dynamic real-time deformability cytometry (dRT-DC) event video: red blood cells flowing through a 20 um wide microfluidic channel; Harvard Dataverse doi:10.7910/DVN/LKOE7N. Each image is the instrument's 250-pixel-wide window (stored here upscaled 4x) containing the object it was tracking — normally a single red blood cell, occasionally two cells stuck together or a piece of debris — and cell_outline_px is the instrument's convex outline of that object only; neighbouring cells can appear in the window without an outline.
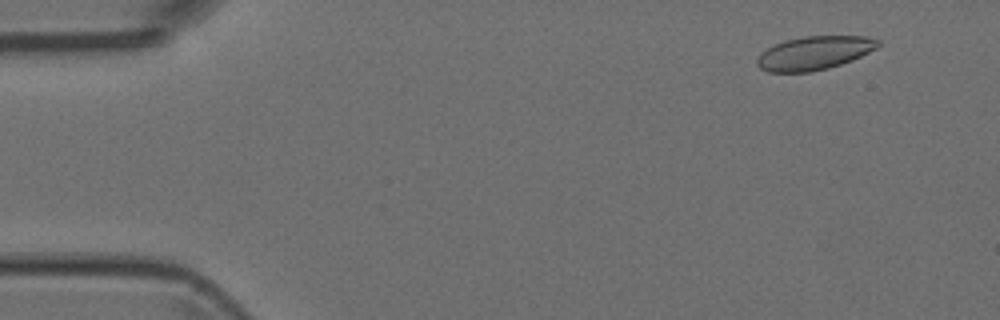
{"species": "Egyptian fruit bat (a non-hibernating species)", "species_latin": "Rousettus aegyptiacus", "temperature_condition": "room temperature", "stored_images_in_passage": 52, "camera_frame_rate_fps": 3000, "um_per_image_px": 0.085, "animal": {"sex": "female"}, "frame": {"image": 1, "passage_image": 5, "time_ms": 1.333, "image_size_px": [1000, 320], "cell_outline_px": [[880, 44], [876, 48], [852, 60], [828, 68], [812, 72], [768, 72], [760, 68], [756, 64], [756, 60], [768, 48], [776, 44], [788, 40], [804, 36], [868, 36], [880, 40]], "centroid_in_image_um": [69.24, 4.51], "position_along_channel_um": 15.8, "area_um2": 23.41}}
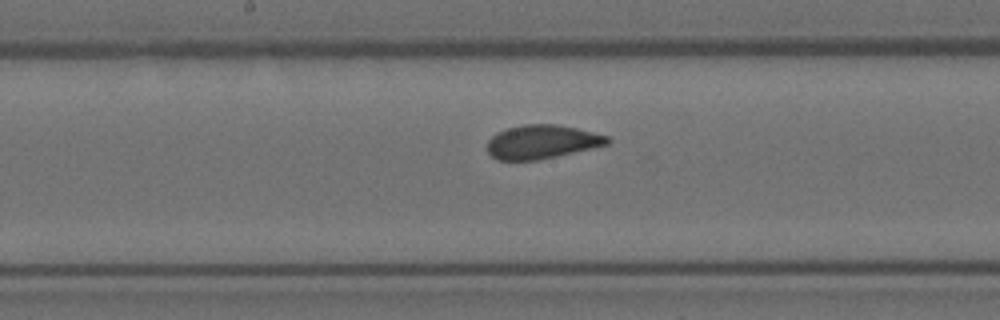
{"frame": {"image": 2, "passage_image": 27, "time_ms": 8.667, "image_size_px": [1000, 320], "cell_outline_px": [[612, 140], [608, 144], [592, 148], [556, 156], [536, 160], [500, 160], [492, 156], [488, 152], [488, 140], [496, 132], [508, 128], [524, 124], [556, 124], [576, 128], [608, 136]], "centroid_in_image_um": [46.06, 12.05], "position_along_channel_um": 202.1, "area_um2": 23.47}}
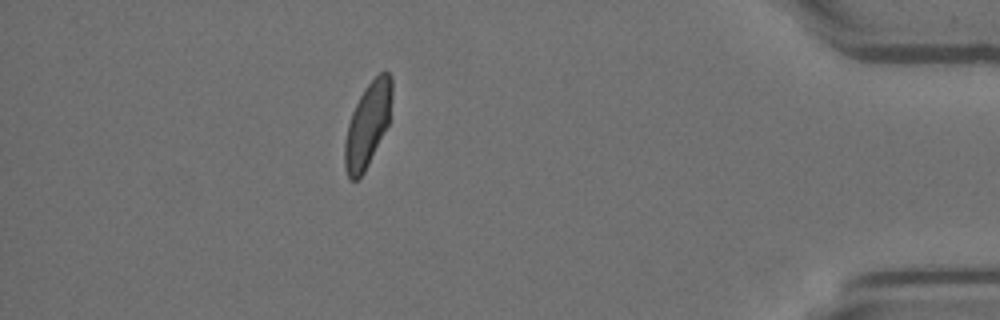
{"frame": {"image": 3, "passage_image": 46, "time_ms": 15.0, "image_size_px": [1000, 320], "cell_outline_px": [[392, 96], [388, 124], [364, 172], [356, 180], [348, 180], [344, 168], [344, 140], [348, 124], [352, 112], [364, 88], [380, 72], [388, 72], [392, 76]], "centroid_in_image_um": [31.23, 10.61], "position_along_channel_um": 404.0, "area_um2": 23.0}}